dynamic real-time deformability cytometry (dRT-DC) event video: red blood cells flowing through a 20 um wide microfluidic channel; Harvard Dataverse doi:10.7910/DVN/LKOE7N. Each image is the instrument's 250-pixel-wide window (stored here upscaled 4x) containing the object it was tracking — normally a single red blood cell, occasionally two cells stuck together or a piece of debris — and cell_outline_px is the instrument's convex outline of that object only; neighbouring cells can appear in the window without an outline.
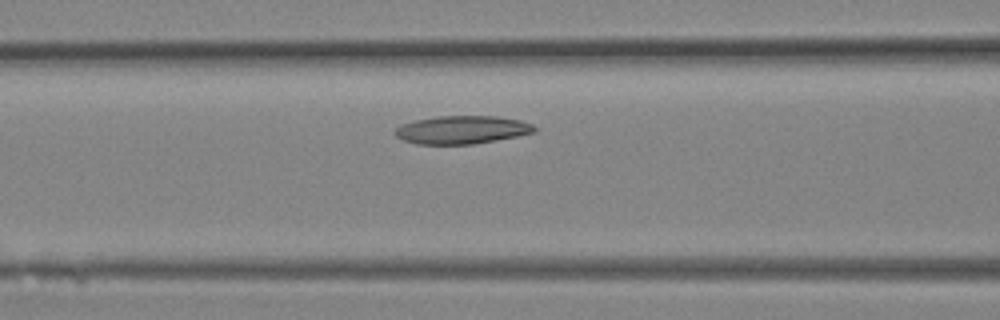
{"species": "Egyptian fruit bat (a non-hibernating species)", "species_latin": "Rousettus aegyptiacus", "temperature_condition": "room temperature", "stored_images_in_passage": 11, "camera_frame_rate_fps": 3000, "um_per_image_px": 0.085, "animal": {"sex": "female"}, "frame": {"image": 1, "passage_image": 7, "time_ms": 2.0, "image_size_px": [1000, 320], "cell_outline_px": [[536, 132], [496, 140], [472, 144], [416, 144], [404, 140], [396, 136], [392, 132], [400, 124], [416, 120], [436, 116], [496, 116], [520, 120], [532, 124], [536, 128]], "centroid_in_image_um": [39.24, 11.03], "position_along_channel_um": 127.4, "area_um2": 22.83}}
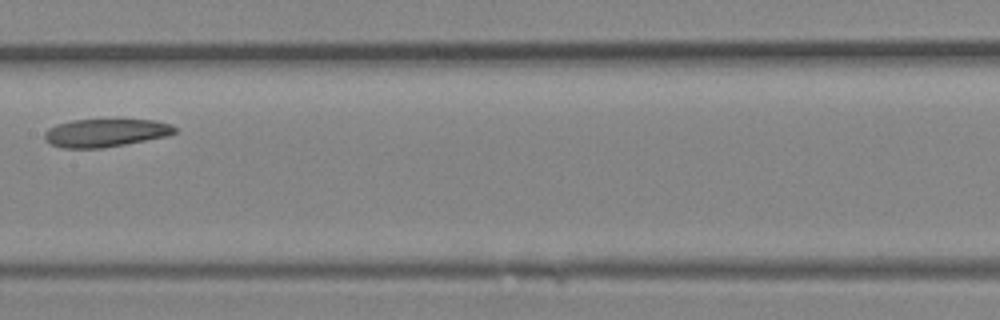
{"frame": {"image": 2, "passage_image": 10, "time_ms": 3.0, "image_size_px": [1000, 320], "cell_outline_px": [[176, 132], [168, 136], [124, 144], [100, 148], [60, 148], [44, 140], [44, 132], [48, 128], [56, 124], [72, 120], [156, 120], [172, 124], [176, 128]], "centroid_in_image_um": [8.95, 11.29], "position_along_channel_um": 198.4, "area_um2": 21.27}}